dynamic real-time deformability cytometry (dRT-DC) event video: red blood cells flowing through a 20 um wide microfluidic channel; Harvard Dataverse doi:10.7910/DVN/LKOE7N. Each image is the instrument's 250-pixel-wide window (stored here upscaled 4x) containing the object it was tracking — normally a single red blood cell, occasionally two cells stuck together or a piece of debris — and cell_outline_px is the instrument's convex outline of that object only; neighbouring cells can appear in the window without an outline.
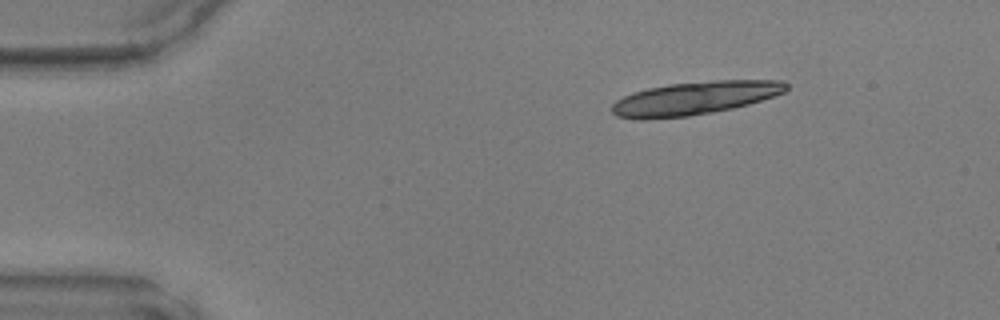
{"species": "common noctule bat (a hibernating species)", "species_latin": "Nyctalus noctula", "temperature_condition": "warm", "stored_images_in_passage": 16, "camera_frame_rate_fps": 3000, "um_per_image_px": 0.085, "animal": {"sex": "male", "body_mass_g": 17.9, "forearm_length_mm": 54.2}, "frame": {"image": 1, "passage_image": 1, "time_ms": 0.0, "image_size_px": [1000, 320], "cell_outline_px": [[788, 88], [784, 92], [748, 104], [732, 108], [712, 112], [688, 116], [644, 120], [636, 120], [616, 116], [612, 112], [612, 104], [616, 100], [632, 92], [648, 88], [668, 84], [716, 80], [784, 80], [788, 84]], "centroid_in_image_um": [59.01, 8.35], "position_along_channel_um": 26.0, "area_um2": 33.81}}